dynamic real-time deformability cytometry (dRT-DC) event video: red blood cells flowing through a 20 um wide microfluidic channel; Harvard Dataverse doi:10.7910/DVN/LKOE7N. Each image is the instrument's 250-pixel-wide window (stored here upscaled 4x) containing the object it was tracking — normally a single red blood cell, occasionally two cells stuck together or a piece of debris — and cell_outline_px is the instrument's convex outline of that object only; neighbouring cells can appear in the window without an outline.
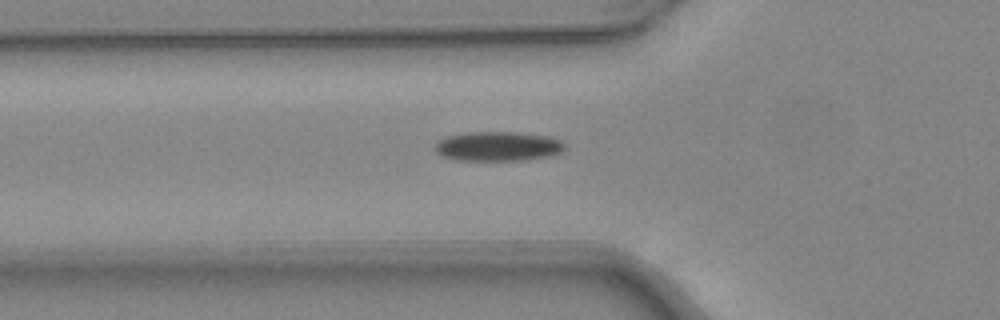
{"species": "common noctule bat (a hibernating species)", "species_latin": "Nyctalus noctula", "temperature_condition": "warm", "stored_images_in_passage": 32, "camera_frame_rate_fps": 3000, "um_per_image_px": 0.085, "animal": {"sex": "female", "body_mass_g": 24.6, "forearm_length_mm": 56.2}, "frame": {"image": 1, "passage_image": 8, "time_ms": 2.333, "image_size_px": [1000, 320], "cell_outline_px": [[564, 148], [560, 152], [548, 156], [520, 160], [456, 160], [444, 156], [436, 152], [436, 144], [440, 140], [448, 136], [468, 132], [512, 132], [544, 136], [560, 140], [564, 144]], "centroid_in_image_um": [42.3, 12.44], "position_along_channel_um": 83.5, "area_um2": 21.79}}
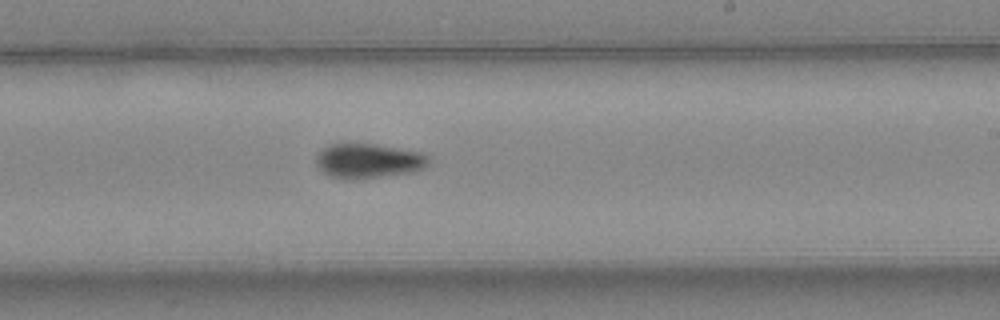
{"frame": {"image": 2, "passage_image": 20, "time_ms": 6.333, "image_size_px": [1000, 320], "cell_outline_px": [[428, 164], [424, 168], [412, 172], [352, 180], [344, 180], [332, 176], [324, 172], [316, 164], [316, 156], [320, 148], [328, 144], [376, 144], [420, 152], [428, 156]], "centroid_in_image_um": [31.27, 13.67], "position_along_channel_um": 257.7, "area_um2": 22.72}}
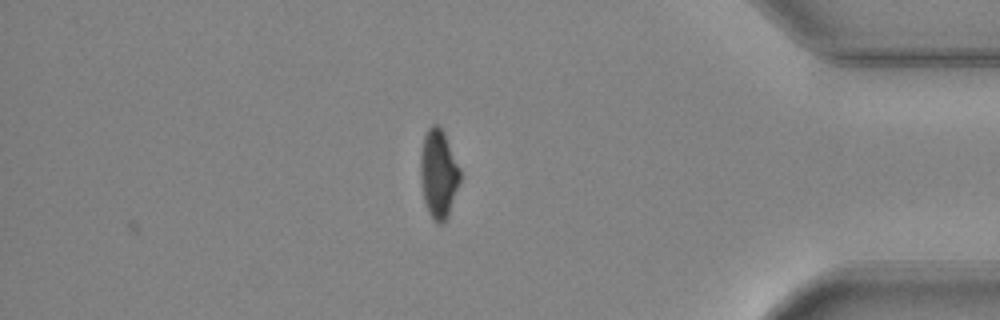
{"frame": {"image": 3, "passage_image": 32, "time_ms": 10.333, "image_size_px": [1000, 320], "cell_outline_px": [[460, 184], [448, 216], [440, 224], [432, 220], [428, 212], [424, 200], [420, 176], [420, 156], [424, 136], [428, 128], [432, 124], [436, 124], [444, 132], [460, 168]], "centroid_in_image_um": [37.28, 14.78], "position_along_channel_um": 397.9, "area_um2": 20.52}, "authors_computed_cell_mechanics": {"area_um2": 21.6172, "velocity_mm_per_s": 4.3345, "shape_relaxation_time_tau1_ms": 4.7368, "shape_relaxation_time_tau2_ms": null, "deformation_change_tau1": 0.1471, "deformation_change_tau2": null}}